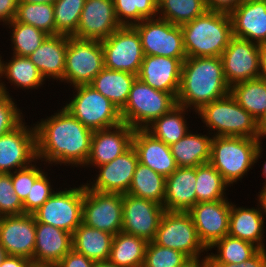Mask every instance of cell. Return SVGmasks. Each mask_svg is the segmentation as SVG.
<instances>
[{"label": "cell", "instance_id": "57", "mask_svg": "<svg viewBox=\"0 0 266 267\" xmlns=\"http://www.w3.org/2000/svg\"><path fill=\"white\" fill-rule=\"evenodd\" d=\"M258 129L260 133V139L262 140L266 138V112L262 116V118L258 121Z\"/></svg>", "mask_w": 266, "mask_h": 267}, {"label": "cell", "instance_id": "36", "mask_svg": "<svg viewBox=\"0 0 266 267\" xmlns=\"http://www.w3.org/2000/svg\"><path fill=\"white\" fill-rule=\"evenodd\" d=\"M166 178L151 168L138 163L127 194L149 199L163 205Z\"/></svg>", "mask_w": 266, "mask_h": 267}, {"label": "cell", "instance_id": "11", "mask_svg": "<svg viewBox=\"0 0 266 267\" xmlns=\"http://www.w3.org/2000/svg\"><path fill=\"white\" fill-rule=\"evenodd\" d=\"M133 27L140 35L144 56L187 58L181 26L156 17L144 19Z\"/></svg>", "mask_w": 266, "mask_h": 267}, {"label": "cell", "instance_id": "28", "mask_svg": "<svg viewBox=\"0 0 266 267\" xmlns=\"http://www.w3.org/2000/svg\"><path fill=\"white\" fill-rule=\"evenodd\" d=\"M257 207H236L231 202L228 235L250 242L259 249H266L263 242L265 219L258 205Z\"/></svg>", "mask_w": 266, "mask_h": 267}, {"label": "cell", "instance_id": "6", "mask_svg": "<svg viewBox=\"0 0 266 267\" xmlns=\"http://www.w3.org/2000/svg\"><path fill=\"white\" fill-rule=\"evenodd\" d=\"M177 105L171 93L156 90L138 77L125 106L120 110L122 122L136 129H146L156 119Z\"/></svg>", "mask_w": 266, "mask_h": 267}, {"label": "cell", "instance_id": "49", "mask_svg": "<svg viewBox=\"0 0 266 267\" xmlns=\"http://www.w3.org/2000/svg\"><path fill=\"white\" fill-rule=\"evenodd\" d=\"M95 261L71 249L54 267H95Z\"/></svg>", "mask_w": 266, "mask_h": 267}, {"label": "cell", "instance_id": "46", "mask_svg": "<svg viewBox=\"0 0 266 267\" xmlns=\"http://www.w3.org/2000/svg\"><path fill=\"white\" fill-rule=\"evenodd\" d=\"M23 213V203L13 189L11 174L0 173V217Z\"/></svg>", "mask_w": 266, "mask_h": 267}, {"label": "cell", "instance_id": "37", "mask_svg": "<svg viewBox=\"0 0 266 267\" xmlns=\"http://www.w3.org/2000/svg\"><path fill=\"white\" fill-rule=\"evenodd\" d=\"M227 187L230 185L210 163L196 167L197 203L227 199Z\"/></svg>", "mask_w": 266, "mask_h": 267}, {"label": "cell", "instance_id": "1", "mask_svg": "<svg viewBox=\"0 0 266 267\" xmlns=\"http://www.w3.org/2000/svg\"><path fill=\"white\" fill-rule=\"evenodd\" d=\"M57 111L34 123L37 160L50 166L54 163L85 168L94 131L84 126L66 108Z\"/></svg>", "mask_w": 266, "mask_h": 267}, {"label": "cell", "instance_id": "2", "mask_svg": "<svg viewBox=\"0 0 266 267\" xmlns=\"http://www.w3.org/2000/svg\"><path fill=\"white\" fill-rule=\"evenodd\" d=\"M230 93L220 57H187L182 64L177 104L195 111Z\"/></svg>", "mask_w": 266, "mask_h": 267}, {"label": "cell", "instance_id": "4", "mask_svg": "<svg viewBox=\"0 0 266 267\" xmlns=\"http://www.w3.org/2000/svg\"><path fill=\"white\" fill-rule=\"evenodd\" d=\"M262 143L260 138L215 136L211 141L209 163L233 186L262 158Z\"/></svg>", "mask_w": 266, "mask_h": 267}, {"label": "cell", "instance_id": "52", "mask_svg": "<svg viewBox=\"0 0 266 267\" xmlns=\"http://www.w3.org/2000/svg\"><path fill=\"white\" fill-rule=\"evenodd\" d=\"M19 0H0V22L6 25L15 19Z\"/></svg>", "mask_w": 266, "mask_h": 267}, {"label": "cell", "instance_id": "3", "mask_svg": "<svg viewBox=\"0 0 266 267\" xmlns=\"http://www.w3.org/2000/svg\"><path fill=\"white\" fill-rule=\"evenodd\" d=\"M181 29L186 57H220L233 37L230 14L212 10Z\"/></svg>", "mask_w": 266, "mask_h": 267}, {"label": "cell", "instance_id": "35", "mask_svg": "<svg viewBox=\"0 0 266 267\" xmlns=\"http://www.w3.org/2000/svg\"><path fill=\"white\" fill-rule=\"evenodd\" d=\"M2 77L23 90L38 89L45 82L34 63L28 57L18 55H13L8 62L3 60Z\"/></svg>", "mask_w": 266, "mask_h": 267}, {"label": "cell", "instance_id": "42", "mask_svg": "<svg viewBox=\"0 0 266 267\" xmlns=\"http://www.w3.org/2000/svg\"><path fill=\"white\" fill-rule=\"evenodd\" d=\"M15 20L55 35L54 7L51 4H33L18 2Z\"/></svg>", "mask_w": 266, "mask_h": 267}, {"label": "cell", "instance_id": "29", "mask_svg": "<svg viewBox=\"0 0 266 267\" xmlns=\"http://www.w3.org/2000/svg\"><path fill=\"white\" fill-rule=\"evenodd\" d=\"M211 136V137H210ZM212 135L190 131L179 141L170 145L178 167H197L209 163Z\"/></svg>", "mask_w": 266, "mask_h": 267}, {"label": "cell", "instance_id": "17", "mask_svg": "<svg viewBox=\"0 0 266 267\" xmlns=\"http://www.w3.org/2000/svg\"><path fill=\"white\" fill-rule=\"evenodd\" d=\"M231 201L227 199L196 203L191 215L199 240L208 250L215 242L228 235Z\"/></svg>", "mask_w": 266, "mask_h": 267}, {"label": "cell", "instance_id": "41", "mask_svg": "<svg viewBox=\"0 0 266 267\" xmlns=\"http://www.w3.org/2000/svg\"><path fill=\"white\" fill-rule=\"evenodd\" d=\"M11 33L13 55L26 56L32 54L48 36L44 31L32 25L19 23L15 19L6 24Z\"/></svg>", "mask_w": 266, "mask_h": 267}, {"label": "cell", "instance_id": "47", "mask_svg": "<svg viewBox=\"0 0 266 267\" xmlns=\"http://www.w3.org/2000/svg\"><path fill=\"white\" fill-rule=\"evenodd\" d=\"M49 179L46 172H43L34 181L30 194H28L26 200L23 202L24 213L33 214L55 192Z\"/></svg>", "mask_w": 266, "mask_h": 267}, {"label": "cell", "instance_id": "58", "mask_svg": "<svg viewBox=\"0 0 266 267\" xmlns=\"http://www.w3.org/2000/svg\"><path fill=\"white\" fill-rule=\"evenodd\" d=\"M56 0H19L18 2L33 3V4H51L53 5Z\"/></svg>", "mask_w": 266, "mask_h": 267}, {"label": "cell", "instance_id": "32", "mask_svg": "<svg viewBox=\"0 0 266 267\" xmlns=\"http://www.w3.org/2000/svg\"><path fill=\"white\" fill-rule=\"evenodd\" d=\"M148 241L120 231L113 236L109 261L118 267H143Z\"/></svg>", "mask_w": 266, "mask_h": 267}, {"label": "cell", "instance_id": "13", "mask_svg": "<svg viewBox=\"0 0 266 267\" xmlns=\"http://www.w3.org/2000/svg\"><path fill=\"white\" fill-rule=\"evenodd\" d=\"M123 194L101 193L84 184L82 223L116 235L122 230Z\"/></svg>", "mask_w": 266, "mask_h": 267}, {"label": "cell", "instance_id": "7", "mask_svg": "<svg viewBox=\"0 0 266 267\" xmlns=\"http://www.w3.org/2000/svg\"><path fill=\"white\" fill-rule=\"evenodd\" d=\"M73 99L66 108L84 126L95 131L122 123L119 108L91 85L74 86Z\"/></svg>", "mask_w": 266, "mask_h": 267}, {"label": "cell", "instance_id": "25", "mask_svg": "<svg viewBox=\"0 0 266 267\" xmlns=\"http://www.w3.org/2000/svg\"><path fill=\"white\" fill-rule=\"evenodd\" d=\"M230 17L233 36L258 44L266 42V0H243Z\"/></svg>", "mask_w": 266, "mask_h": 267}, {"label": "cell", "instance_id": "14", "mask_svg": "<svg viewBox=\"0 0 266 267\" xmlns=\"http://www.w3.org/2000/svg\"><path fill=\"white\" fill-rule=\"evenodd\" d=\"M25 124L0 136V173L10 174L37 160L35 126Z\"/></svg>", "mask_w": 266, "mask_h": 267}, {"label": "cell", "instance_id": "54", "mask_svg": "<svg viewBox=\"0 0 266 267\" xmlns=\"http://www.w3.org/2000/svg\"><path fill=\"white\" fill-rule=\"evenodd\" d=\"M259 62H260V78L266 79V42L258 44Z\"/></svg>", "mask_w": 266, "mask_h": 267}, {"label": "cell", "instance_id": "15", "mask_svg": "<svg viewBox=\"0 0 266 267\" xmlns=\"http://www.w3.org/2000/svg\"><path fill=\"white\" fill-rule=\"evenodd\" d=\"M220 58L225 79L230 87L259 78L258 43L233 36Z\"/></svg>", "mask_w": 266, "mask_h": 267}, {"label": "cell", "instance_id": "61", "mask_svg": "<svg viewBox=\"0 0 266 267\" xmlns=\"http://www.w3.org/2000/svg\"><path fill=\"white\" fill-rule=\"evenodd\" d=\"M263 171H262V177L263 178H266V161L264 162V164H263ZM264 185H263V187H266V179H265V182L263 183Z\"/></svg>", "mask_w": 266, "mask_h": 267}, {"label": "cell", "instance_id": "48", "mask_svg": "<svg viewBox=\"0 0 266 267\" xmlns=\"http://www.w3.org/2000/svg\"><path fill=\"white\" fill-rule=\"evenodd\" d=\"M37 161L34 162L35 165L31 164L26 168L10 173L13 189L22 203L26 200L28 194H30L34 181L44 172L41 167L39 168L36 165L39 163Z\"/></svg>", "mask_w": 266, "mask_h": 267}, {"label": "cell", "instance_id": "9", "mask_svg": "<svg viewBox=\"0 0 266 267\" xmlns=\"http://www.w3.org/2000/svg\"><path fill=\"white\" fill-rule=\"evenodd\" d=\"M84 185L56 190L43 205L33 213L35 220L73 234L82 223Z\"/></svg>", "mask_w": 266, "mask_h": 267}, {"label": "cell", "instance_id": "59", "mask_svg": "<svg viewBox=\"0 0 266 267\" xmlns=\"http://www.w3.org/2000/svg\"><path fill=\"white\" fill-rule=\"evenodd\" d=\"M95 267H118V266L110 262L109 260H105L96 262Z\"/></svg>", "mask_w": 266, "mask_h": 267}, {"label": "cell", "instance_id": "12", "mask_svg": "<svg viewBox=\"0 0 266 267\" xmlns=\"http://www.w3.org/2000/svg\"><path fill=\"white\" fill-rule=\"evenodd\" d=\"M101 44L105 68L138 75L144 54L140 35L133 26H121Z\"/></svg>", "mask_w": 266, "mask_h": 267}, {"label": "cell", "instance_id": "19", "mask_svg": "<svg viewBox=\"0 0 266 267\" xmlns=\"http://www.w3.org/2000/svg\"><path fill=\"white\" fill-rule=\"evenodd\" d=\"M138 163L137 153L131 146L111 162L96 167L100 169L96 179L91 183L87 181L85 186L101 193L127 194Z\"/></svg>", "mask_w": 266, "mask_h": 267}, {"label": "cell", "instance_id": "22", "mask_svg": "<svg viewBox=\"0 0 266 267\" xmlns=\"http://www.w3.org/2000/svg\"><path fill=\"white\" fill-rule=\"evenodd\" d=\"M184 60L165 56H144L137 77L152 88L171 93L176 98Z\"/></svg>", "mask_w": 266, "mask_h": 267}, {"label": "cell", "instance_id": "18", "mask_svg": "<svg viewBox=\"0 0 266 267\" xmlns=\"http://www.w3.org/2000/svg\"><path fill=\"white\" fill-rule=\"evenodd\" d=\"M36 220L33 214L0 217V244L7 255L32 261L35 249Z\"/></svg>", "mask_w": 266, "mask_h": 267}, {"label": "cell", "instance_id": "40", "mask_svg": "<svg viewBox=\"0 0 266 267\" xmlns=\"http://www.w3.org/2000/svg\"><path fill=\"white\" fill-rule=\"evenodd\" d=\"M118 22L133 26L144 19L158 16V0H113Z\"/></svg>", "mask_w": 266, "mask_h": 267}, {"label": "cell", "instance_id": "16", "mask_svg": "<svg viewBox=\"0 0 266 267\" xmlns=\"http://www.w3.org/2000/svg\"><path fill=\"white\" fill-rule=\"evenodd\" d=\"M122 208L121 231L144 238L148 242L153 241L165 212L164 206L149 199L123 194Z\"/></svg>", "mask_w": 266, "mask_h": 267}, {"label": "cell", "instance_id": "56", "mask_svg": "<svg viewBox=\"0 0 266 267\" xmlns=\"http://www.w3.org/2000/svg\"><path fill=\"white\" fill-rule=\"evenodd\" d=\"M258 197V206H260L261 213L266 215V187H262V190L257 195Z\"/></svg>", "mask_w": 266, "mask_h": 267}, {"label": "cell", "instance_id": "51", "mask_svg": "<svg viewBox=\"0 0 266 267\" xmlns=\"http://www.w3.org/2000/svg\"><path fill=\"white\" fill-rule=\"evenodd\" d=\"M207 10L230 14L243 0H204Z\"/></svg>", "mask_w": 266, "mask_h": 267}, {"label": "cell", "instance_id": "55", "mask_svg": "<svg viewBox=\"0 0 266 267\" xmlns=\"http://www.w3.org/2000/svg\"><path fill=\"white\" fill-rule=\"evenodd\" d=\"M180 267H209L208 253L203 258H188Z\"/></svg>", "mask_w": 266, "mask_h": 267}, {"label": "cell", "instance_id": "44", "mask_svg": "<svg viewBox=\"0 0 266 267\" xmlns=\"http://www.w3.org/2000/svg\"><path fill=\"white\" fill-rule=\"evenodd\" d=\"M187 259L188 257L180 251L149 241L143 267H180Z\"/></svg>", "mask_w": 266, "mask_h": 267}, {"label": "cell", "instance_id": "43", "mask_svg": "<svg viewBox=\"0 0 266 267\" xmlns=\"http://www.w3.org/2000/svg\"><path fill=\"white\" fill-rule=\"evenodd\" d=\"M86 0H56L54 7L55 35L73 36L78 28Z\"/></svg>", "mask_w": 266, "mask_h": 267}, {"label": "cell", "instance_id": "27", "mask_svg": "<svg viewBox=\"0 0 266 267\" xmlns=\"http://www.w3.org/2000/svg\"><path fill=\"white\" fill-rule=\"evenodd\" d=\"M68 35H48L42 44L28 56L45 79L62 82L64 78Z\"/></svg>", "mask_w": 266, "mask_h": 267}, {"label": "cell", "instance_id": "62", "mask_svg": "<svg viewBox=\"0 0 266 267\" xmlns=\"http://www.w3.org/2000/svg\"><path fill=\"white\" fill-rule=\"evenodd\" d=\"M2 56L0 55V79L2 78V66H3V60L1 59ZM2 80H0L1 82Z\"/></svg>", "mask_w": 266, "mask_h": 267}, {"label": "cell", "instance_id": "33", "mask_svg": "<svg viewBox=\"0 0 266 267\" xmlns=\"http://www.w3.org/2000/svg\"><path fill=\"white\" fill-rule=\"evenodd\" d=\"M230 94L238 104L259 121L266 112V79L256 78L236 83Z\"/></svg>", "mask_w": 266, "mask_h": 267}, {"label": "cell", "instance_id": "21", "mask_svg": "<svg viewBox=\"0 0 266 267\" xmlns=\"http://www.w3.org/2000/svg\"><path fill=\"white\" fill-rule=\"evenodd\" d=\"M134 130L123 122L111 128L95 130L85 164L86 168L101 166L122 155L132 146Z\"/></svg>", "mask_w": 266, "mask_h": 267}, {"label": "cell", "instance_id": "10", "mask_svg": "<svg viewBox=\"0 0 266 267\" xmlns=\"http://www.w3.org/2000/svg\"><path fill=\"white\" fill-rule=\"evenodd\" d=\"M153 241L188 258L201 257V253L208 251L199 240L191 215L183 211H165Z\"/></svg>", "mask_w": 266, "mask_h": 267}, {"label": "cell", "instance_id": "60", "mask_svg": "<svg viewBox=\"0 0 266 267\" xmlns=\"http://www.w3.org/2000/svg\"><path fill=\"white\" fill-rule=\"evenodd\" d=\"M6 256H7V253L4 249V247L0 244V266H1L3 260L5 259Z\"/></svg>", "mask_w": 266, "mask_h": 267}, {"label": "cell", "instance_id": "23", "mask_svg": "<svg viewBox=\"0 0 266 267\" xmlns=\"http://www.w3.org/2000/svg\"><path fill=\"white\" fill-rule=\"evenodd\" d=\"M71 249V233L36 221L34 266L54 267Z\"/></svg>", "mask_w": 266, "mask_h": 267}, {"label": "cell", "instance_id": "31", "mask_svg": "<svg viewBox=\"0 0 266 267\" xmlns=\"http://www.w3.org/2000/svg\"><path fill=\"white\" fill-rule=\"evenodd\" d=\"M137 75L103 68L89 84L109 99L119 110L127 103L132 85Z\"/></svg>", "mask_w": 266, "mask_h": 267}, {"label": "cell", "instance_id": "5", "mask_svg": "<svg viewBox=\"0 0 266 267\" xmlns=\"http://www.w3.org/2000/svg\"><path fill=\"white\" fill-rule=\"evenodd\" d=\"M196 113L200 115L205 127H208L207 130L210 129L209 134L214 133L213 137L260 138L258 121L230 93L204 105Z\"/></svg>", "mask_w": 266, "mask_h": 267}, {"label": "cell", "instance_id": "26", "mask_svg": "<svg viewBox=\"0 0 266 267\" xmlns=\"http://www.w3.org/2000/svg\"><path fill=\"white\" fill-rule=\"evenodd\" d=\"M196 167H178L166 177L165 211L188 212L196 203Z\"/></svg>", "mask_w": 266, "mask_h": 267}, {"label": "cell", "instance_id": "24", "mask_svg": "<svg viewBox=\"0 0 266 267\" xmlns=\"http://www.w3.org/2000/svg\"><path fill=\"white\" fill-rule=\"evenodd\" d=\"M132 147L137 153L139 163L165 178L178 168L170 146L155 138L146 129L134 130Z\"/></svg>", "mask_w": 266, "mask_h": 267}, {"label": "cell", "instance_id": "45", "mask_svg": "<svg viewBox=\"0 0 266 267\" xmlns=\"http://www.w3.org/2000/svg\"><path fill=\"white\" fill-rule=\"evenodd\" d=\"M6 84L0 82V136L17 127L23 120V113L13 101Z\"/></svg>", "mask_w": 266, "mask_h": 267}, {"label": "cell", "instance_id": "8", "mask_svg": "<svg viewBox=\"0 0 266 267\" xmlns=\"http://www.w3.org/2000/svg\"><path fill=\"white\" fill-rule=\"evenodd\" d=\"M104 68L101 41L68 37L64 78L70 86L88 85Z\"/></svg>", "mask_w": 266, "mask_h": 267}, {"label": "cell", "instance_id": "20", "mask_svg": "<svg viewBox=\"0 0 266 267\" xmlns=\"http://www.w3.org/2000/svg\"><path fill=\"white\" fill-rule=\"evenodd\" d=\"M121 26L113 0H86L73 37L102 41Z\"/></svg>", "mask_w": 266, "mask_h": 267}, {"label": "cell", "instance_id": "53", "mask_svg": "<svg viewBox=\"0 0 266 267\" xmlns=\"http://www.w3.org/2000/svg\"><path fill=\"white\" fill-rule=\"evenodd\" d=\"M0 267H34V265L25 257L7 255Z\"/></svg>", "mask_w": 266, "mask_h": 267}, {"label": "cell", "instance_id": "38", "mask_svg": "<svg viewBox=\"0 0 266 267\" xmlns=\"http://www.w3.org/2000/svg\"><path fill=\"white\" fill-rule=\"evenodd\" d=\"M212 248H217V252L215 254L213 252L209 253V263L238 264L250 259L260 250L250 242L229 235L215 242L208 250H212Z\"/></svg>", "mask_w": 266, "mask_h": 267}, {"label": "cell", "instance_id": "39", "mask_svg": "<svg viewBox=\"0 0 266 267\" xmlns=\"http://www.w3.org/2000/svg\"><path fill=\"white\" fill-rule=\"evenodd\" d=\"M207 10L204 0H158L157 17L182 26Z\"/></svg>", "mask_w": 266, "mask_h": 267}, {"label": "cell", "instance_id": "50", "mask_svg": "<svg viewBox=\"0 0 266 267\" xmlns=\"http://www.w3.org/2000/svg\"><path fill=\"white\" fill-rule=\"evenodd\" d=\"M209 267H266V249H260L253 257L238 264L209 263Z\"/></svg>", "mask_w": 266, "mask_h": 267}, {"label": "cell", "instance_id": "34", "mask_svg": "<svg viewBox=\"0 0 266 267\" xmlns=\"http://www.w3.org/2000/svg\"><path fill=\"white\" fill-rule=\"evenodd\" d=\"M188 111L190 110L186 107L177 104L169 112L156 119L146 130L170 146L190 131L185 120Z\"/></svg>", "mask_w": 266, "mask_h": 267}, {"label": "cell", "instance_id": "30", "mask_svg": "<svg viewBox=\"0 0 266 267\" xmlns=\"http://www.w3.org/2000/svg\"><path fill=\"white\" fill-rule=\"evenodd\" d=\"M113 236L81 223L72 234V249L95 262L105 261L110 256Z\"/></svg>", "mask_w": 266, "mask_h": 267}]
</instances>
